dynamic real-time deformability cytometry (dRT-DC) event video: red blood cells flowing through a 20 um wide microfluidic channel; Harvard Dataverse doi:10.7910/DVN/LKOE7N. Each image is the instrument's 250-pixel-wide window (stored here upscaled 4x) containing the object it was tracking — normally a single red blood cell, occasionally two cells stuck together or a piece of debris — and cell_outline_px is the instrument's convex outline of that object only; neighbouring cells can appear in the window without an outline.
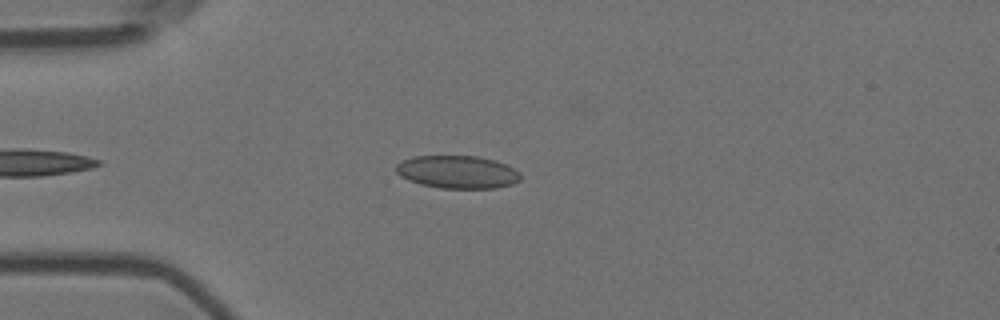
{"species": "Egyptian fruit bat (a non-hibernating species)", "species_latin": "Rousettus aegyptiacus", "temperature_condition": "room temperature", "stored_images_in_passage": 5, "camera_frame_rate_fps": 3000, "um_per_image_px": 0.085, "animal": {"sex": "female"}, "frame": {"image": 1, "passage_image": 3, "time_ms": 0.667, "image_size_px": [1000, 320], "cell_outline_px": [[520, 180], [512, 184], [496, 188], [440, 188], [420, 184], [408, 180], [400, 176], [396, 172], [396, 164], [400, 160], [416, 156], [476, 156], [496, 160], [508, 164], [520, 172]], "centroid_in_image_um": [38.89, 14.61], "position_along_channel_um": 46.1, "area_um2": 24.04}}
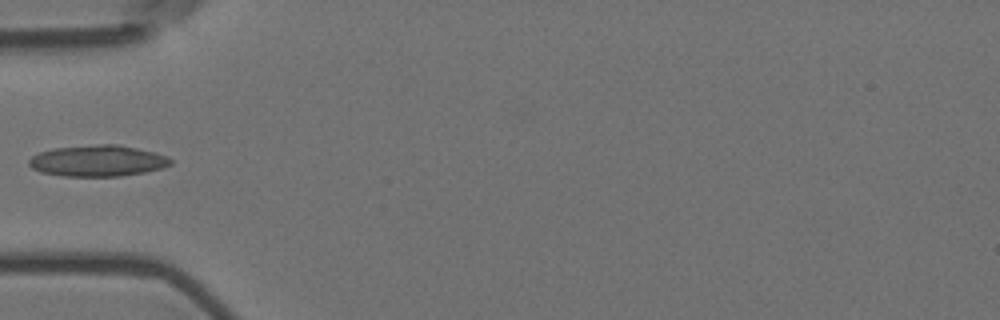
{"frame": {"image": 2, "passage_image": 4, "time_ms": 1.0, "image_size_px": [1000, 320], "cell_outline_px": [[172, 164], [164, 168], [144, 172], [120, 176], [64, 176], [40, 172], [32, 168], [28, 164], [28, 160], [32, 156], [40, 152], [52, 148], [100, 144], [120, 144], [156, 152], [168, 156], [172, 160]], "centroid_in_image_um": [8.33, 13.66], "position_along_channel_um": 76.7, "area_um2": 26.01}}
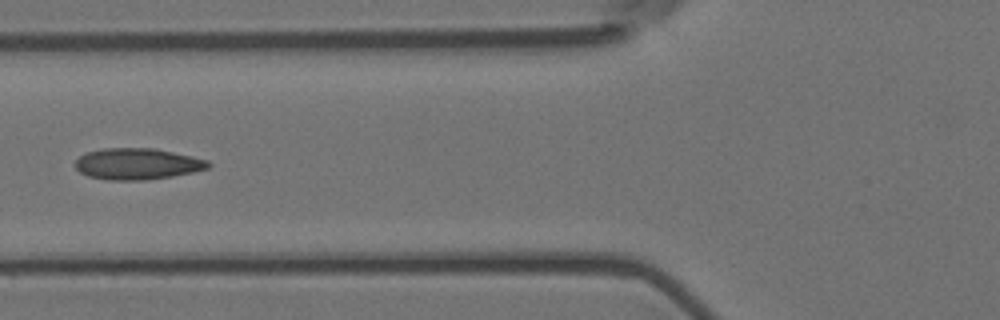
{"frame": {"image": 3, "passage_image": 5, "time_ms": 1.333, "image_size_px": [1000, 320], "cell_outline_px": [[212, 164], [208, 168], [192, 172], [172, 176], [148, 180], [108, 180], [88, 176], [80, 172], [76, 168], [76, 160], [80, 156], [88, 152], [104, 148], [152, 148], [192, 156], [208, 160]], "centroid_in_image_um": [11.68, 13.93], "position_along_channel_um": 114.1, "area_um2": 24.16}}